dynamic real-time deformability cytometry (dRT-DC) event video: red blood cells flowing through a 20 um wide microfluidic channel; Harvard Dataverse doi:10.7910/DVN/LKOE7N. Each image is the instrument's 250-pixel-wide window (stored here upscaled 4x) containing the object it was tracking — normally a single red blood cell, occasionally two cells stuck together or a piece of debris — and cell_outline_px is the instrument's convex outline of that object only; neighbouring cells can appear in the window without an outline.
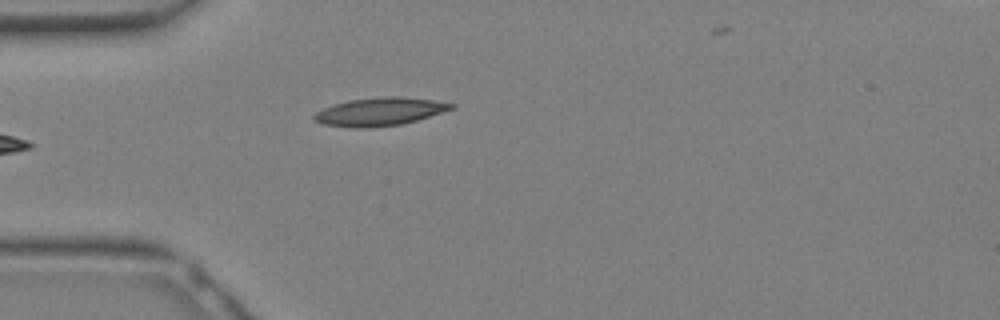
{"species": "Egyptian fruit bat (a non-hibernating species)", "species_latin": "Rousettus aegyptiacus", "temperature_condition": "warm", "stored_images_in_passage": 11, "camera_frame_rate_fps": 3000, "um_per_image_px": 0.085, "animal": {"sex": "female"}, "frame": {"image": 1, "passage_image": 1, "time_ms": 0.0, "image_size_px": [1000, 320], "cell_outline_px": [[456, 108], [416, 120], [400, 124], [368, 128], [352, 128], [324, 124], [312, 120], [312, 116], [316, 112], [324, 108], [348, 100], [384, 96], [400, 96], [432, 100], [456, 104]], "centroid_in_image_um": [32.27, 9.49], "position_along_channel_um": 52.7, "area_um2": 22.43}}
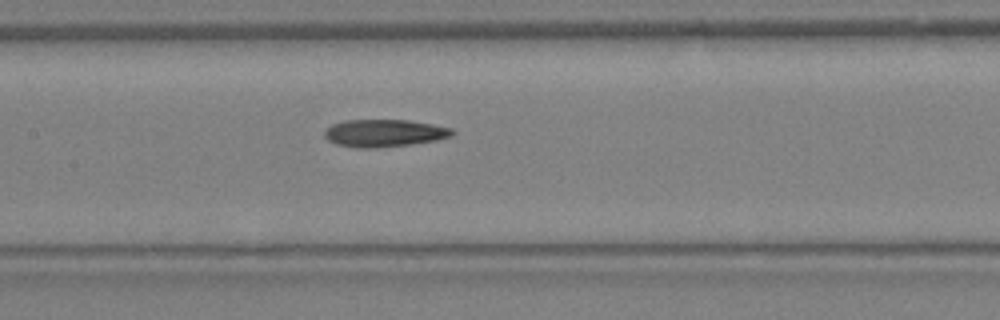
{"frame": {"image": 2, "passage_image": 7, "time_ms": 2.0, "image_size_px": [1000, 320], "cell_outline_px": [[456, 132], [452, 136], [436, 140], [408, 144], [376, 148], [356, 148], [336, 144], [328, 140], [324, 136], [324, 128], [332, 124], [344, 120], [408, 120], [432, 124], [452, 128]], "centroid_in_image_um": [32.63, 11.31], "position_along_channel_um": 174.8, "area_um2": 20.52}}
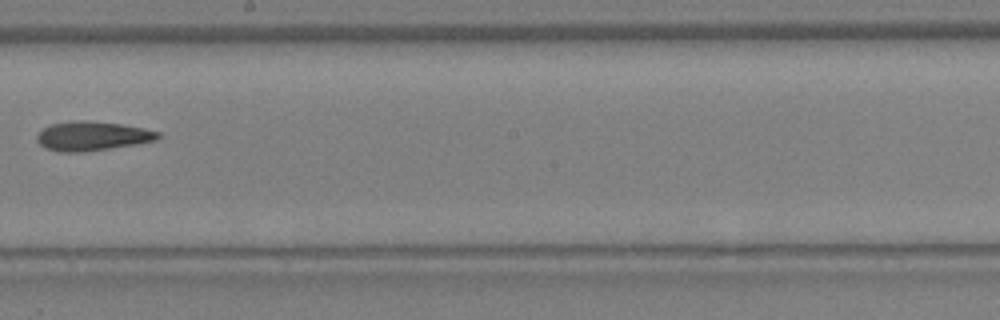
{"frame": {"image": 3, "passage_image": 10, "time_ms": 3.0, "image_size_px": [1000, 320], "cell_outline_px": [[160, 136], [156, 140], [108, 148], [76, 152], [60, 152], [44, 148], [36, 140], [36, 136], [48, 124], [76, 120], [84, 120], [120, 124], [144, 128], [160, 132]], "centroid_in_image_um": [7.79, 11.55], "position_along_channel_um": 240.4, "area_um2": 20.35}}